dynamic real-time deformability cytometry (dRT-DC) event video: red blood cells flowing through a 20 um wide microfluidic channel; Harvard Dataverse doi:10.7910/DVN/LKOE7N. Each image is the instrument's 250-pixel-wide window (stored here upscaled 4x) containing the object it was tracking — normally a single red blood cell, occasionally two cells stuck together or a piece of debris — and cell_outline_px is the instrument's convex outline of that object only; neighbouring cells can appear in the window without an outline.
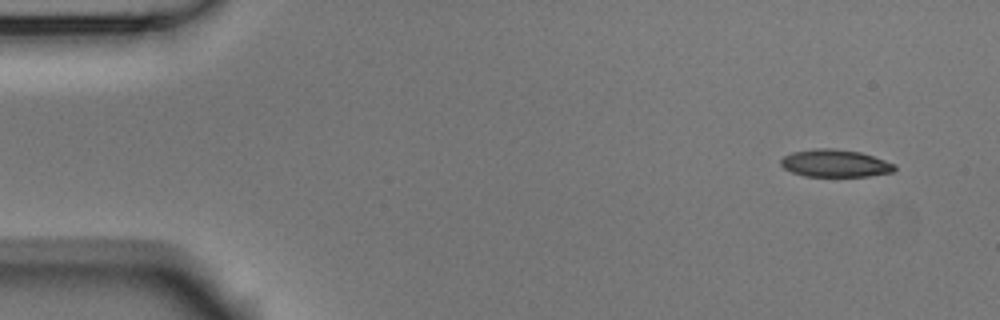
{"species": "Egyptian fruit bat (a non-hibernating species)", "species_latin": "Rousettus aegyptiacus", "temperature_condition": "room temperature", "stored_images_in_passage": 4, "camera_frame_rate_fps": 3000, "um_per_image_px": 0.085, "animal": {"sex": "male"}, "frame": {"image": 1, "passage_image": 1, "time_ms": 0.0, "image_size_px": [1000, 320], "cell_outline_px": [[896, 168], [892, 172], [868, 176], [804, 176], [792, 172], [784, 168], [780, 164], [780, 160], [784, 156], [792, 152], [816, 148], [832, 148], [860, 152], [896, 164]], "centroid_in_image_um": [70.97, 13.88], "position_along_channel_um": 14.0, "area_um2": 18.15}}
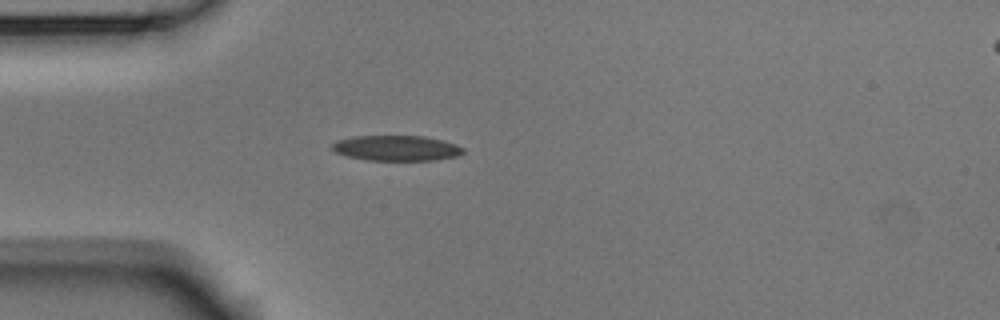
{"frame": {"image": 2, "passage_image": 4, "time_ms": 1.0, "image_size_px": [1000, 320], "cell_outline_px": [[464, 152], [460, 156], [436, 160], [368, 160], [348, 156], [336, 152], [332, 148], [332, 144], [336, 140], [352, 136], [424, 136], [444, 140], [456, 144], [464, 148]], "centroid_in_image_um": [33.74, 12.58], "position_along_channel_um": 51.3, "area_um2": 19.48}}